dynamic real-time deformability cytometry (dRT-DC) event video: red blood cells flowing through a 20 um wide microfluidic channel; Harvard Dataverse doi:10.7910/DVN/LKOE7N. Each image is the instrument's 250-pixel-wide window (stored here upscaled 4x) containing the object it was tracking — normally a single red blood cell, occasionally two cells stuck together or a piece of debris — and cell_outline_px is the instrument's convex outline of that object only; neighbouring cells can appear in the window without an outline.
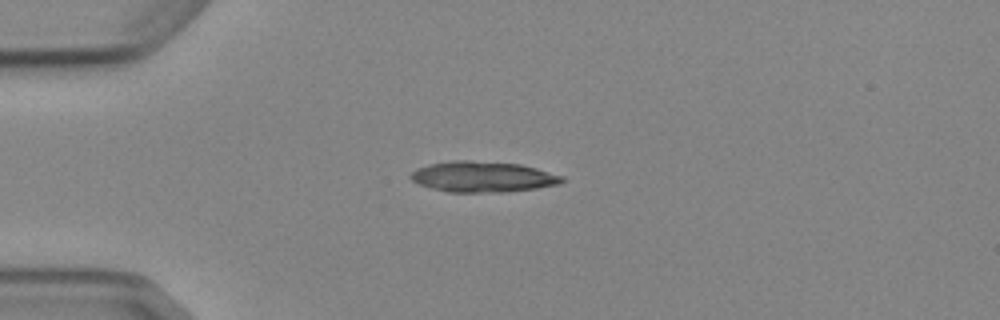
{"species": "Egyptian fruit bat (a non-hibernating species)", "species_latin": "Rousettus aegyptiacus", "temperature_condition": "cold", "stored_images_in_passage": 3, "camera_frame_rate_fps": 3000, "um_per_image_px": 0.085, "animal": {"sex": "female"}, "frame": {"image": 1, "passage_image": 1, "time_ms": 0.0, "image_size_px": [1000, 320], "cell_outline_px": [[564, 180], [560, 184], [536, 188], [508, 192], [448, 192], [432, 188], [420, 184], [412, 180], [408, 176], [416, 168], [428, 164], [452, 160], [468, 160], [520, 164], [536, 168], [564, 176]], "centroid_in_image_um": [41.03, 15.02], "position_along_channel_um": 44.0, "area_um2": 27.17}}
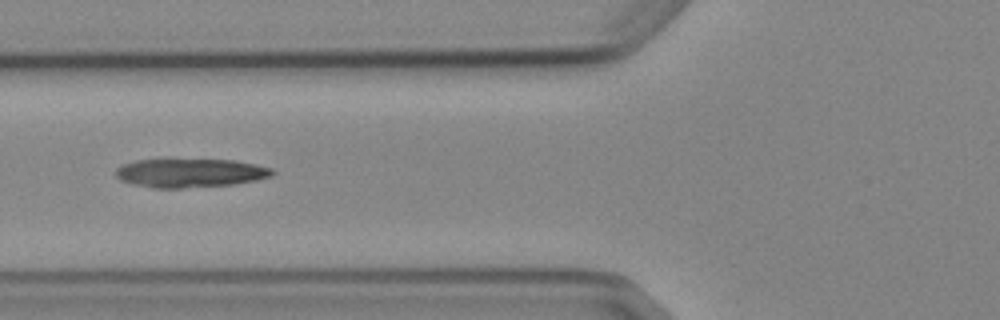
{"frame": {"image": 2, "passage_image": 3, "time_ms": 2.333, "image_size_px": [1000, 320], "cell_outline_px": [[276, 172], [272, 176], [256, 180], [232, 184], [184, 188], [152, 188], [132, 184], [120, 180], [116, 176], [116, 168], [124, 164], [136, 160], [232, 160], [256, 164], [272, 168]], "centroid_in_image_um": [16.17, 14.71], "position_along_channel_um": 109.6, "area_um2": 26.13}}